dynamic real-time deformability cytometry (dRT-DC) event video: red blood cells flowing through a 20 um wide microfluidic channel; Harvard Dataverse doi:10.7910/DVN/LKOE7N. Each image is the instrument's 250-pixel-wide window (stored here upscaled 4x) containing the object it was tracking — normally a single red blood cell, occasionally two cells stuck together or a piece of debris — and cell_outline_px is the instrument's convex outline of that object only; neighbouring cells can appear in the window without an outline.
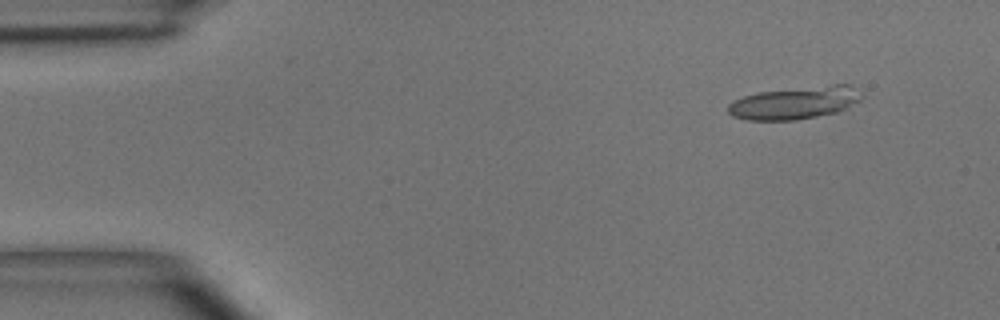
{"species": "common noctule bat (a hibernating species)", "species_latin": "Nyctalus noctula", "temperature_condition": "room temperature", "stored_images_in_passage": 4, "camera_frame_rate_fps": 3000, "um_per_image_px": 0.085, "animal": {"sex": "male", "body_mass_g": 15.6}, "frame": {"image": 1, "passage_image": 2, "time_ms": 1.333, "image_size_px": [1000, 320], "cell_outline_px": [[864, 96], [860, 100], [848, 108], [836, 112], [796, 120], [748, 120], [732, 116], [728, 112], [728, 104], [744, 96], [760, 92], [832, 84], [848, 84], [856, 88]], "centroid_in_image_um": [67.6, 8.74], "position_along_channel_um": 17.4, "area_um2": 25.26}}